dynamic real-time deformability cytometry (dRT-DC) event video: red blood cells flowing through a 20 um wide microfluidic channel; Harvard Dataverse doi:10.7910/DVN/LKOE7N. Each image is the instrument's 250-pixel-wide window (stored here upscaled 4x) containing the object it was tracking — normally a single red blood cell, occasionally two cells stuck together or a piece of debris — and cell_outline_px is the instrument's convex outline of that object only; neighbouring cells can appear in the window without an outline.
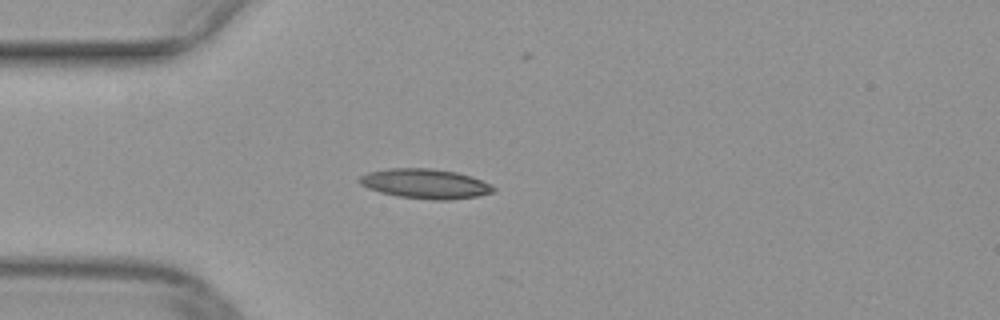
{"species": "common noctule bat (a hibernating species)", "species_latin": "Nyctalus noctula", "temperature_condition": "warm", "stored_images_in_passage": 26, "camera_frame_rate_fps": 3000, "um_per_image_px": 0.085, "animal": {"sex": "female", "body_mass_g": 29.2, "forearm_length_mm": 56.3}, "frame": {"image": 1, "passage_image": 1, "time_ms": 0.0, "image_size_px": [1000, 320], "cell_outline_px": [[496, 192], [476, 196], [452, 200], [432, 200], [396, 196], [380, 192], [368, 188], [360, 184], [356, 180], [360, 176], [368, 172], [392, 168], [432, 168], [456, 172], [472, 176], [492, 184], [496, 188]], "centroid_in_image_um": [36.17, 15.62], "position_along_channel_um": 48.8, "area_um2": 23.47}}
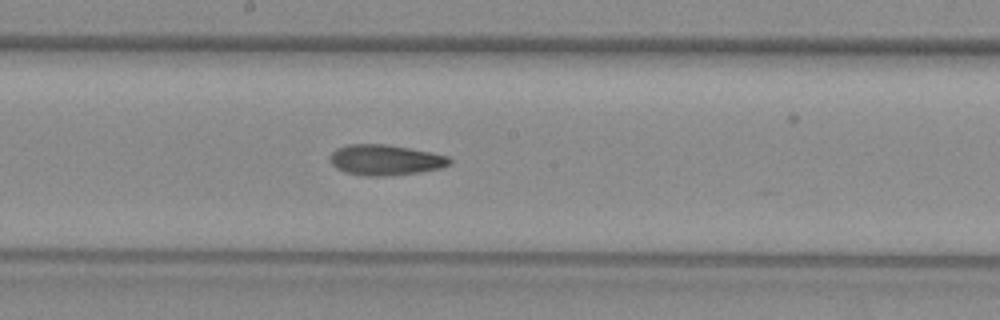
{"frame": {"image": 2, "passage_image": 14, "time_ms": 4.333, "image_size_px": [1000, 320], "cell_outline_px": [[452, 164], [444, 168], [420, 172], [384, 176], [364, 176], [344, 172], [336, 168], [328, 160], [332, 152], [336, 148], [348, 144], [388, 144], [432, 152], [448, 156], [452, 160]], "centroid_in_image_um": [32.77, 13.59], "position_along_channel_um": 215.4, "area_um2": 21.68}}
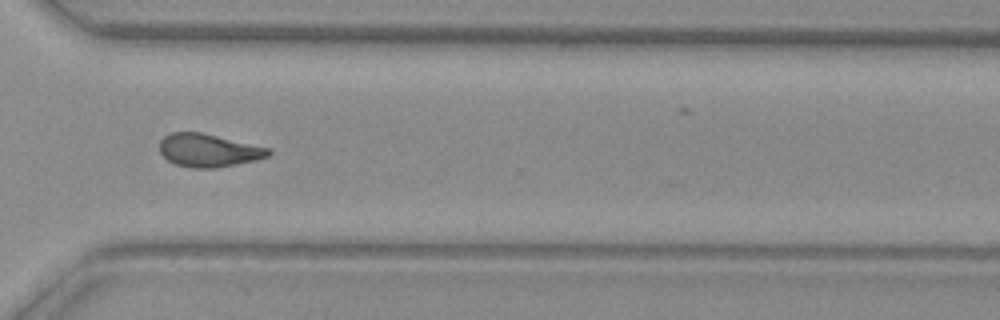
{"frame": {"image": 3, "passage_image": 24, "time_ms": 7.667, "image_size_px": [1000, 320], "cell_outline_px": [[272, 152], [268, 156], [256, 160], [216, 168], [192, 168], [176, 164], [168, 160], [160, 152], [160, 140], [164, 136], [172, 132], [200, 132], [268, 148]], "centroid_in_image_um": [17.7, 12.78], "position_along_channel_um": 352.9, "area_um2": 20.69}}